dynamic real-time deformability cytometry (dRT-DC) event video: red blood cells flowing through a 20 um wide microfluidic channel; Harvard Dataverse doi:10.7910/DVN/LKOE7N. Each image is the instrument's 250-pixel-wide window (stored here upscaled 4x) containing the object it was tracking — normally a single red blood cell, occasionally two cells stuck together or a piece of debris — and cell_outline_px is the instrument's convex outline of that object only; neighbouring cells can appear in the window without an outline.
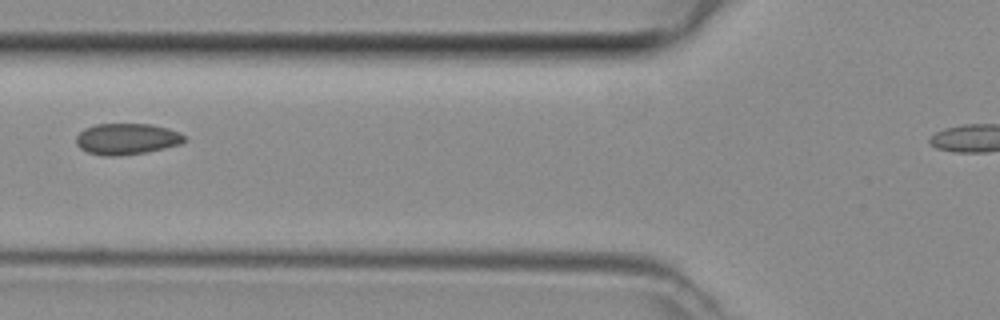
{"species": "common noctule bat (a hibernating species)", "species_latin": "Nyctalus noctula", "temperature_condition": "room temperature", "stored_images_in_passage": 3, "camera_frame_rate_fps": 3000, "um_per_image_px": 0.085, "animal": {"sex": "female", "body_mass_g": 29.2, "forearm_length_mm": 56.3}, "frame": {"image": 1, "passage_image": 3, "time_ms": 0.667, "image_size_px": [1000, 320], "cell_outline_px": [[188, 140], [180, 144], [164, 148], [144, 152], [116, 156], [104, 156], [88, 152], [80, 148], [76, 144], [76, 136], [84, 128], [96, 124], [152, 124], [168, 128], [180, 132]], "centroid_in_image_um": [10.78, 11.8], "position_along_channel_um": 115.0, "area_um2": 19.71}}